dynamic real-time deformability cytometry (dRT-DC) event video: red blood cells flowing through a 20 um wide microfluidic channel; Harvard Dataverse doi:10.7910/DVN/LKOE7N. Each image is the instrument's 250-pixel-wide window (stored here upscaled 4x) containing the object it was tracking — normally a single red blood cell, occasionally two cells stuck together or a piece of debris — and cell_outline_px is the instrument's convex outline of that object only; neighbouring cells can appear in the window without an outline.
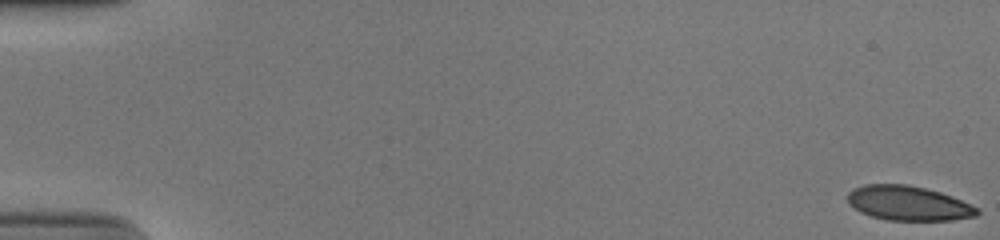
{"species": "human", "species_latin": "Homo sapiens", "temperature_condition": "cold", "stored_images_in_passage": 12, "camera_frame_rate_fps": 3000, "um_per_image_px": 0.085, "donor": {"sex": "male"}, "frame": {"image": 1, "passage_image": 1, "time_ms": 0.0, "image_size_px": [1000, 240], "cell_outline_px": [[980, 212], [976, 216], [952, 220], [888, 220], [872, 216], [860, 212], [848, 204], [848, 192], [852, 188], [864, 184], [908, 184], [940, 192], [952, 196], [980, 208]], "centroid_in_image_um": [77.21, 17.27], "position_along_channel_um": 7.8, "area_um2": 26.24}}